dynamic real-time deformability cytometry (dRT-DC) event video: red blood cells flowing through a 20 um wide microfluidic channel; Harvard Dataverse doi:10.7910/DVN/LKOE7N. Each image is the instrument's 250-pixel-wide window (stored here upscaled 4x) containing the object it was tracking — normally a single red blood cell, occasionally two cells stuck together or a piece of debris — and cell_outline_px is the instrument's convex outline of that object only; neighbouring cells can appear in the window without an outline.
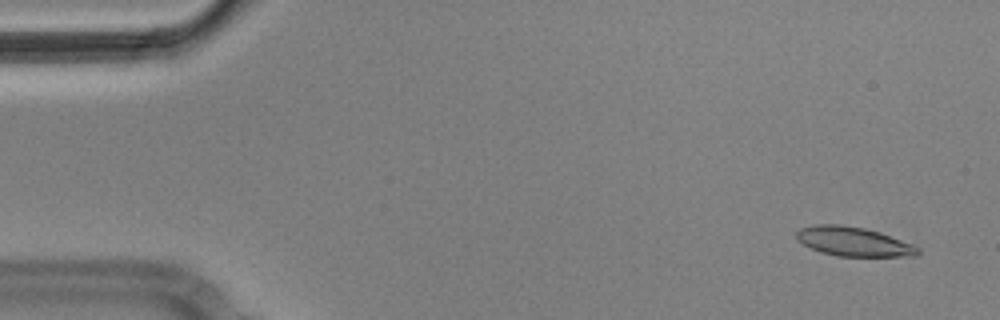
{"species": "Egyptian fruit bat (a non-hibernating species)", "species_latin": "Rousettus aegyptiacus", "temperature_condition": "cold", "stored_images_in_passage": 5, "camera_frame_rate_fps": 3000, "um_per_image_px": 0.085, "animal": {"sex": "male"}, "frame": {"image": 1, "passage_image": 1, "time_ms": 0.0, "image_size_px": [1000, 320], "cell_outline_px": [[920, 252], [916, 256], [836, 256], [820, 252], [796, 240], [796, 232], [800, 228], [816, 224], [840, 224], [864, 228], [880, 232], [912, 244], [920, 248]], "centroid_in_image_um": [72.53, 20.53], "position_along_channel_um": 12.5, "area_um2": 20.69}}
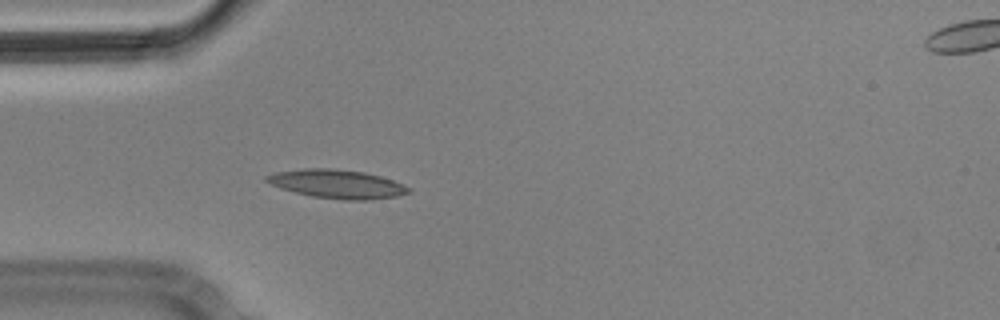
{"frame": {"image": 2, "passage_image": 4, "time_ms": 1.0, "image_size_px": [1000, 320], "cell_outline_px": [[412, 192], [396, 196], [368, 200], [344, 200], [312, 196], [280, 188], [264, 180], [264, 176], [276, 172], [304, 168], [332, 168], [364, 172], [380, 176], [392, 180], [412, 188]], "centroid_in_image_um": [28.66, 15.63], "position_along_channel_um": 56.3, "area_um2": 23.7}}